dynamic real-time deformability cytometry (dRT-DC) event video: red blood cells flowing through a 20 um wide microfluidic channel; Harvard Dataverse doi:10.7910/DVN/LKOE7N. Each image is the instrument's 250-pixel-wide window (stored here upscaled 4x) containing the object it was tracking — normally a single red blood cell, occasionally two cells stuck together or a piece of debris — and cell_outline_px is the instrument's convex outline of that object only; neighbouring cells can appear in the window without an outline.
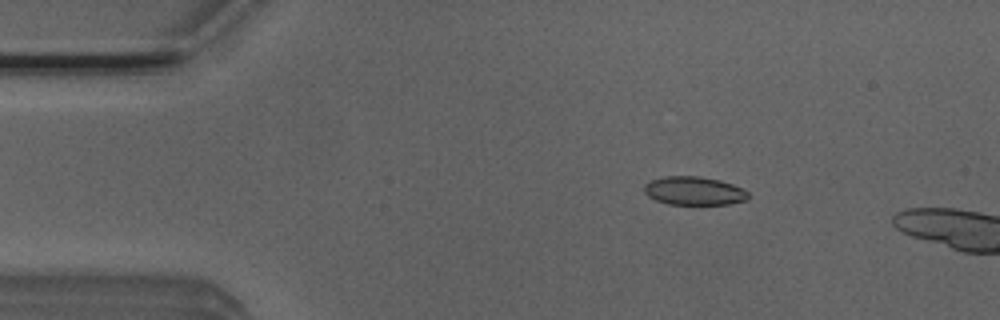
{"species": "Egyptian fruit bat (a non-hibernating species)", "species_latin": "Rousettus aegyptiacus", "temperature_condition": "room temperature", "stored_images_in_passage": 12, "camera_frame_rate_fps": 3000, "um_per_image_px": 0.085, "animal": {"sex": "male"}, "frame": {"image": 1, "passage_image": 9, "time_ms": 2.667, "image_size_px": [1000, 320], "cell_outline_px": [[752, 196], [748, 200], [728, 204], [668, 204], [656, 200], [648, 196], [644, 192], [644, 184], [652, 180], [664, 176], [700, 176], [720, 180], [732, 184], [748, 192]], "centroid_in_image_um": [59.01, 16.22], "position_along_channel_um": 26.0, "area_um2": 17.34}}